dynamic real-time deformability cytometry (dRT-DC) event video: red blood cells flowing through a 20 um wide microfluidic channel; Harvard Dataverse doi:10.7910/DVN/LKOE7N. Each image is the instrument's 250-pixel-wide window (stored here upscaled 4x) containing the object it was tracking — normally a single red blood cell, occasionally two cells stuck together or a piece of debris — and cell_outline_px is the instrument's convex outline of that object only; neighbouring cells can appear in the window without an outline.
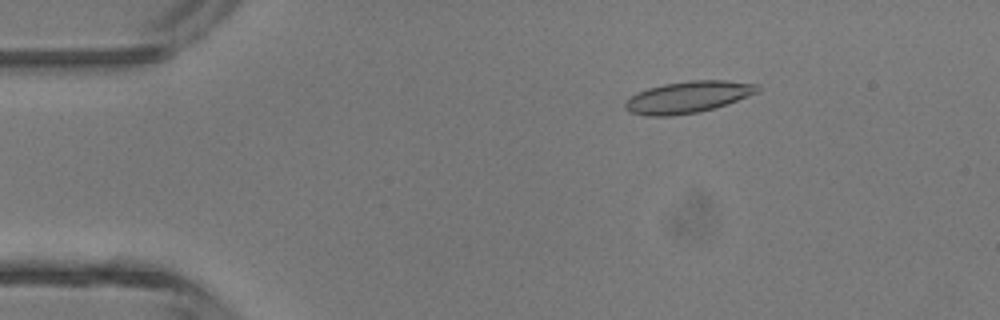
{"species": "common noctule bat (a hibernating species)", "species_latin": "Nyctalus noctula", "temperature_condition": "room temperature", "stored_images_in_passage": 40, "camera_frame_rate_fps": 3000, "um_per_image_px": 0.085, "animal": {"sex": "male", "body_mass_g": 13.3}, "frame": {"image": 1, "passage_image": 8, "time_ms": 2.333, "image_size_px": [1000, 320], "cell_outline_px": [[760, 92], [716, 108], [696, 112], [672, 116], [648, 116], [632, 112], [624, 108], [624, 104], [632, 96], [648, 88], [664, 84], [692, 80], [724, 80], [760, 84]], "centroid_in_image_um": [58.55, 8.25], "position_along_channel_um": 26.5, "area_um2": 24.33}}
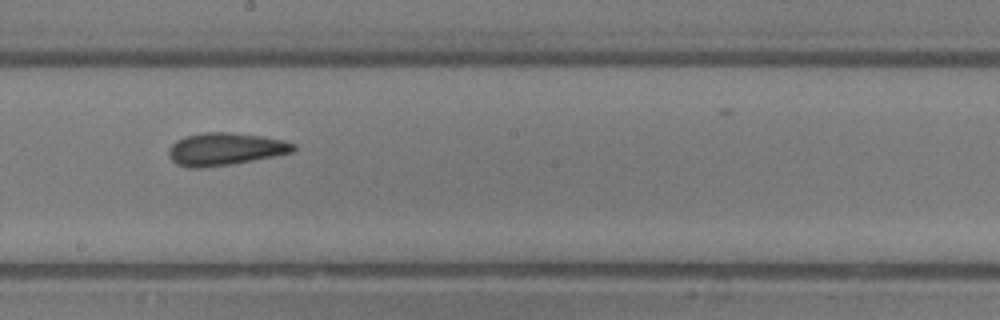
{"frame": {"image": 2, "passage_image": 26, "time_ms": 8.333, "image_size_px": [1000, 320], "cell_outline_px": [[296, 148], [292, 152], [232, 164], [200, 168], [188, 168], [176, 164], [168, 156], [168, 148], [176, 140], [184, 136], [204, 132], [232, 132], [260, 136], [284, 140], [296, 144]], "centroid_in_image_um": [19.09, 12.66], "position_along_channel_um": 229.1, "area_um2": 23.7}}
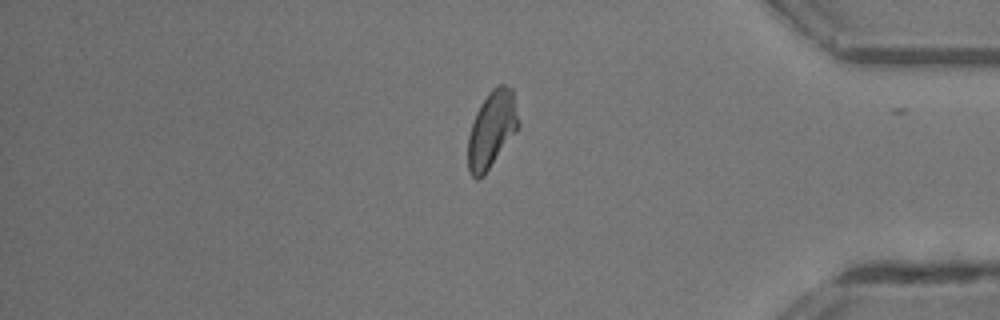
{"frame": {"image": 3, "passage_image": 39, "time_ms": 12.667, "image_size_px": [1000, 320], "cell_outline_px": [[520, 124], [516, 132], [484, 176], [476, 180], [472, 176], [468, 168], [468, 136], [476, 112], [480, 104], [488, 92], [496, 84], [504, 84], [512, 88]], "centroid_in_image_um": [41.8, 10.99], "position_along_channel_um": 393.4, "area_um2": 22.72}, "authors_computed_cell_mechanics": {"area_um2": 23.1489, "velocity_mm_per_s": 4.4546, "shape_relaxation_time_tau1_ms": 8.4337, "shape_relaxation_time_tau2_ms": 2.337, "deformation_change_tau1": 0.1993, "deformation_change_tau2": 0.1018}}